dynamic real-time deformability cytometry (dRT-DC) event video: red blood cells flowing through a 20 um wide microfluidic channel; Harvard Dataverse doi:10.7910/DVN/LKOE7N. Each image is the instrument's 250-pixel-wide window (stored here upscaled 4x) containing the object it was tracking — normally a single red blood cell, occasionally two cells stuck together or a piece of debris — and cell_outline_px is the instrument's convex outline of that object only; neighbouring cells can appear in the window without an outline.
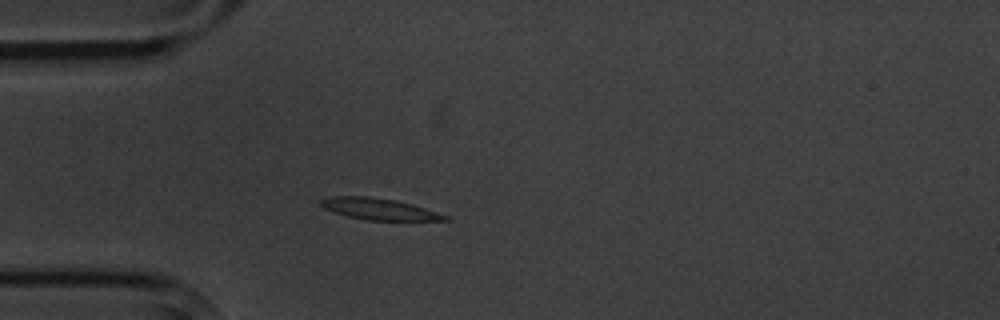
{"species": "common noctule bat (a hibernating species)", "species_latin": "Nyctalus noctula", "temperature_condition": "cold", "stored_images_in_passage": 3, "camera_frame_rate_fps": 3000, "um_per_image_px": 0.085, "animal": {"sex": "male", "body_mass_g": 20.1, "forearm_length_mm": 53.5}, "frame": {"image": 1, "passage_image": 3, "time_ms": 2.333, "image_size_px": [1000, 320], "cell_outline_px": [[452, 220], [364, 220], [348, 216], [324, 208], [320, 204], [320, 200], [324, 196], [368, 196], [396, 200], [412, 204], [448, 216]], "centroid_in_image_um": [32.18, 17.75], "position_along_channel_um": 52.8, "area_um2": 15.43}}